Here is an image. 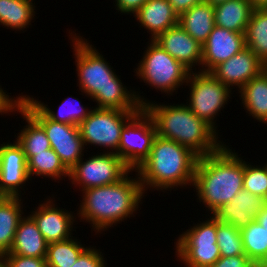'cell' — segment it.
<instances>
[{
  "instance_id": "d4e9b609",
  "label": "cell",
  "mask_w": 267,
  "mask_h": 267,
  "mask_svg": "<svg viewBox=\"0 0 267 267\" xmlns=\"http://www.w3.org/2000/svg\"><path fill=\"white\" fill-rule=\"evenodd\" d=\"M14 112L21 114L24 123H27L17 135L15 134L16 142L22 147L26 160L50 149V142L43 127L21 105Z\"/></svg>"
},
{
  "instance_id": "603a6c76",
  "label": "cell",
  "mask_w": 267,
  "mask_h": 267,
  "mask_svg": "<svg viewBox=\"0 0 267 267\" xmlns=\"http://www.w3.org/2000/svg\"><path fill=\"white\" fill-rule=\"evenodd\" d=\"M254 8L248 0H228L214 6L215 25L244 33Z\"/></svg>"
},
{
  "instance_id": "9c48e42d",
  "label": "cell",
  "mask_w": 267,
  "mask_h": 267,
  "mask_svg": "<svg viewBox=\"0 0 267 267\" xmlns=\"http://www.w3.org/2000/svg\"><path fill=\"white\" fill-rule=\"evenodd\" d=\"M20 105L43 127L51 148L70 171L82 159L86 149L79 126L52 121L23 93Z\"/></svg>"
},
{
  "instance_id": "6da1fadb",
  "label": "cell",
  "mask_w": 267,
  "mask_h": 267,
  "mask_svg": "<svg viewBox=\"0 0 267 267\" xmlns=\"http://www.w3.org/2000/svg\"><path fill=\"white\" fill-rule=\"evenodd\" d=\"M69 30V39L75 58L77 86L82 95L96 102V108L139 111L149 102L142 93L129 89L122 83L109 61L100 54L97 47L81 34ZM115 70V71H114ZM118 75V76H117ZM129 89V90H128ZM132 89V90H131Z\"/></svg>"
},
{
  "instance_id": "9a60e30c",
  "label": "cell",
  "mask_w": 267,
  "mask_h": 267,
  "mask_svg": "<svg viewBox=\"0 0 267 267\" xmlns=\"http://www.w3.org/2000/svg\"><path fill=\"white\" fill-rule=\"evenodd\" d=\"M267 66L249 48H244L230 59L217 65L210 73L231 90L239 91Z\"/></svg>"
},
{
  "instance_id": "ffe728a7",
  "label": "cell",
  "mask_w": 267,
  "mask_h": 267,
  "mask_svg": "<svg viewBox=\"0 0 267 267\" xmlns=\"http://www.w3.org/2000/svg\"><path fill=\"white\" fill-rule=\"evenodd\" d=\"M47 243L34 219L24 215L17 226L14 241L9 253L36 258H46Z\"/></svg>"
},
{
  "instance_id": "d6a6232c",
  "label": "cell",
  "mask_w": 267,
  "mask_h": 267,
  "mask_svg": "<svg viewBox=\"0 0 267 267\" xmlns=\"http://www.w3.org/2000/svg\"><path fill=\"white\" fill-rule=\"evenodd\" d=\"M243 190L267 201V163L252 165L244 159Z\"/></svg>"
},
{
  "instance_id": "f546056e",
  "label": "cell",
  "mask_w": 267,
  "mask_h": 267,
  "mask_svg": "<svg viewBox=\"0 0 267 267\" xmlns=\"http://www.w3.org/2000/svg\"><path fill=\"white\" fill-rule=\"evenodd\" d=\"M75 236L47 245V267H71L88 247Z\"/></svg>"
},
{
  "instance_id": "8fae6325",
  "label": "cell",
  "mask_w": 267,
  "mask_h": 267,
  "mask_svg": "<svg viewBox=\"0 0 267 267\" xmlns=\"http://www.w3.org/2000/svg\"><path fill=\"white\" fill-rule=\"evenodd\" d=\"M131 172V173H130ZM133 171L116 153L101 152L82 159L69 171V182L80 192L119 182Z\"/></svg>"
},
{
  "instance_id": "4fadbf2b",
  "label": "cell",
  "mask_w": 267,
  "mask_h": 267,
  "mask_svg": "<svg viewBox=\"0 0 267 267\" xmlns=\"http://www.w3.org/2000/svg\"><path fill=\"white\" fill-rule=\"evenodd\" d=\"M48 196L43 203H39L29 214L36 222L47 244L63 241L73 236V228L78 218L76 213L60 208L53 196ZM54 200H53V199ZM70 211V212H69Z\"/></svg>"
},
{
  "instance_id": "4dcf8cb0",
  "label": "cell",
  "mask_w": 267,
  "mask_h": 267,
  "mask_svg": "<svg viewBox=\"0 0 267 267\" xmlns=\"http://www.w3.org/2000/svg\"><path fill=\"white\" fill-rule=\"evenodd\" d=\"M246 256L253 263H261L267 255V230L256 220L240 230Z\"/></svg>"
},
{
  "instance_id": "74e56055",
  "label": "cell",
  "mask_w": 267,
  "mask_h": 267,
  "mask_svg": "<svg viewBox=\"0 0 267 267\" xmlns=\"http://www.w3.org/2000/svg\"><path fill=\"white\" fill-rule=\"evenodd\" d=\"M147 1L148 0H114V5L116 6V10L120 12V14L122 13L121 15H123V13L133 15Z\"/></svg>"
},
{
  "instance_id": "60d3db41",
  "label": "cell",
  "mask_w": 267,
  "mask_h": 267,
  "mask_svg": "<svg viewBox=\"0 0 267 267\" xmlns=\"http://www.w3.org/2000/svg\"><path fill=\"white\" fill-rule=\"evenodd\" d=\"M254 9L267 8V0H248Z\"/></svg>"
},
{
  "instance_id": "ba28073f",
  "label": "cell",
  "mask_w": 267,
  "mask_h": 267,
  "mask_svg": "<svg viewBox=\"0 0 267 267\" xmlns=\"http://www.w3.org/2000/svg\"><path fill=\"white\" fill-rule=\"evenodd\" d=\"M185 86L189 87L188 92H190L185 100L186 105L193 114L219 132L216 117L222 113L221 110L225 108L232 97V92L235 91L222 84L210 72L200 70L190 72Z\"/></svg>"
},
{
  "instance_id": "30bf717a",
  "label": "cell",
  "mask_w": 267,
  "mask_h": 267,
  "mask_svg": "<svg viewBox=\"0 0 267 267\" xmlns=\"http://www.w3.org/2000/svg\"><path fill=\"white\" fill-rule=\"evenodd\" d=\"M138 111L93 108L79 124L83 144L86 147H103V152L119 156L121 130L125 123Z\"/></svg>"
},
{
  "instance_id": "d6986e66",
  "label": "cell",
  "mask_w": 267,
  "mask_h": 267,
  "mask_svg": "<svg viewBox=\"0 0 267 267\" xmlns=\"http://www.w3.org/2000/svg\"><path fill=\"white\" fill-rule=\"evenodd\" d=\"M132 16L150 34L149 40H154L167 29L178 24L179 15L173 10L168 0H148Z\"/></svg>"
},
{
  "instance_id": "7402d4cb",
  "label": "cell",
  "mask_w": 267,
  "mask_h": 267,
  "mask_svg": "<svg viewBox=\"0 0 267 267\" xmlns=\"http://www.w3.org/2000/svg\"><path fill=\"white\" fill-rule=\"evenodd\" d=\"M179 25L199 44L203 45L215 26L214 6L202 2L181 13Z\"/></svg>"
},
{
  "instance_id": "ac0fdd59",
  "label": "cell",
  "mask_w": 267,
  "mask_h": 267,
  "mask_svg": "<svg viewBox=\"0 0 267 267\" xmlns=\"http://www.w3.org/2000/svg\"><path fill=\"white\" fill-rule=\"evenodd\" d=\"M266 203L267 201L262 197L241 190L232 198L231 202L223 204L213 215L220 222L242 230L255 221L258 212Z\"/></svg>"
},
{
  "instance_id": "d590c367",
  "label": "cell",
  "mask_w": 267,
  "mask_h": 267,
  "mask_svg": "<svg viewBox=\"0 0 267 267\" xmlns=\"http://www.w3.org/2000/svg\"><path fill=\"white\" fill-rule=\"evenodd\" d=\"M253 262L246 256V254L237 256H221L210 267H253Z\"/></svg>"
},
{
  "instance_id": "3957f363",
  "label": "cell",
  "mask_w": 267,
  "mask_h": 267,
  "mask_svg": "<svg viewBox=\"0 0 267 267\" xmlns=\"http://www.w3.org/2000/svg\"><path fill=\"white\" fill-rule=\"evenodd\" d=\"M226 144L199 157L196 165L192 188L196 190L197 202H202L210 215L243 190L244 160Z\"/></svg>"
},
{
  "instance_id": "7c38bea8",
  "label": "cell",
  "mask_w": 267,
  "mask_h": 267,
  "mask_svg": "<svg viewBox=\"0 0 267 267\" xmlns=\"http://www.w3.org/2000/svg\"><path fill=\"white\" fill-rule=\"evenodd\" d=\"M156 136L154 122L142 107L121 130L119 157L132 171H136L150 156Z\"/></svg>"
},
{
  "instance_id": "836d02e7",
  "label": "cell",
  "mask_w": 267,
  "mask_h": 267,
  "mask_svg": "<svg viewBox=\"0 0 267 267\" xmlns=\"http://www.w3.org/2000/svg\"><path fill=\"white\" fill-rule=\"evenodd\" d=\"M102 251L96 247L88 246L71 267H107Z\"/></svg>"
},
{
  "instance_id": "7bdbcfd3",
  "label": "cell",
  "mask_w": 267,
  "mask_h": 267,
  "mask_svg": "<svg viewBox=\"0 0 267 267\" xmlns=\"http://www.w3.org/2000/svg\"><path fill=\"white\" fill-rule=\"evenodd\" d=\"M0 267H6L4 260H3V255H0Z\"/></svg>"
},
{
  "instance_id": "1f68e13d",
  "label": "cell",
  "mask_w": 267,
  "mask_h": 267,
  "mask_svg": "<svg viewBox=\"0 0 267 267\" xmlns=\"http://www.w3.org/2000/svg\"><path fill=\"white\" fill-rule=\"evenodd\" d=\"M217 245L220 256H237L245 254L241 232L233 225L222 223L216 218Z\"/></svg>"
},
{
  "instance_id": "277c9868",
  "label": "cell",
  "mask_w": 267,
  "mask_h": 267,
  "mask_svg": "<svg viewBox=\"0 0 267 267\" xmlns=\"http://www.w3.org/2000/svg\"><path fill=\"white\" fill-rule=\"evenodd\" d=\"M198 159L188 147L157 135L150 156L136 170L144 193L193 187Z\"/></svg>"
},
{
  "instance_id": "8992f818",
  "label": "cell",
  "mask_w": 267,
  "mask_h": 267,
  "mask_svg": "<svg viewBox=\"0 0 267 267\" xmlns=\"http://www.w3.org/2000/svg\"><path fill=\"white\" fill-rule=\"evenodd\" d=\"M147 43L144 55L133 71H136L134 76L161 94H177V90L186 85L191 71L153 40Z\"/></svg>"
},
{
  "instance_id": "44dd1931",
  "label": "cell",
  "mask_w": 267,
  "mask_h": 267,
  "mask_svg": "<svg viewBox=\"0 0 267 267\" xmlns=\"http://www.w3.org/2000/svg\"><path fill=\"white\" fill-rule=\"evenodd\" d=\"M237 93L246 113L267 125V68L246 83Z\"/></svg>"
},
{
  "instance_id": "f6af8a7d",
  "label": "cell",
  "mask_w": 267,
  "mask_h": 267,
  "mask_svg": "<svg viewBox=\"0 0 267 267\" xmlns=\"http://www.w3.org/2000/svg\"><path fill=\"white\" fill-rule=\"evenodd\" d=\"M253 267H267V266H264L261 263H254Z\"/></svg>"
},
{
  "instance_id": "cb8c5ba5",
  "label": "cell",
  "mask_w": 267,
  "mask_h": 267,
  "mask_svg": "<svg viewBox=\"0 0 267 267\" xmlns=\"http://www.w3.org/2000/svg\"><path fill=\"white\" fill-rule=\"evenodd\" d=\"M21 198L0 196V255L9 253L18 223L24 215Z\"/></svg>"
},
{
  "instance_id": "ee69618b",
  "label": "cell",
  "mask_w": 267,
  "mask_h": 267,
  "mask_svg": "<svg viewBox=\"0 0 267 267\" xmlns=\"http://www.w3.org/2000/svg\"><path fill=\"white\" fill-rule=\"evenodd\" d=\"M261 264L264 265V266H267V255H266L265 258L262 260Z\"/></svg>"
},
{
  "instance_id": "f35d334b",
  "label": "cell",
  "mask_w": 267,
  "mask_h": 267,
  "mask_svg": "<svg viewBox=\"0 0 267 267\" xmlns=\"http://www.w3.org/2000/svg\"><path fill=\"white\" fill-rule=\"evenodd\" d=\"M172 5L173 10L180 15L181 13L189 10L194 5L200 4L205 0H168Z\"/></svg>"
},
{
  "instance_id": "7a4b0ae2",
  "label": "cell",
  "mask_w": 267,
  "mask_h": 267,
  "mask_svg": "<svg viewBox=\"0 0 267 267\" xmlns=\"http://www.w3.org/2000/svg\"><path fill=\"white\" fill-rule=\"evenodd\" d=\"M134 172L135 178L128 174L119 182L81 191L82 199L76 212L78 220L91 224L95 235L103 234L138 213L146 195Z\"/></svg>"
},
{
  "instance_id": "83f0119b",
  "label": "cell",
  "mask_w": 267,
  "mask_h": 267,
  "mask_svg": "<svg viewBox=\"0 0 267 267\" xmlns=\"http://www.w3.org/2000/svg\"><path fill=\"white\" fill-rule=\"evenodd\" d=\"M27 170L31 181L32 177L34 179L36 176L38 178L40 176L42 178H51L52 181L54 180L58 183L63 179L65 180L66 177L69 179V170L52 148L31 156L27 160Z\"/></svg>"
},
{
  "instance_id": "e575fe53",
  "label": "cell",
  "mask_w": 267,
  "mask_h": 267,
  "mask_svg": "<svg viewBox=\"0 0 267 267\" xmlns=\"http://www.w3.org/2000/svg\"><path fill=\"white\" fill-rule=\"evenodd\" d=\"M3 260L6 267H47L46 258L4 254Z\"/></svg>"
},
{
  "instance_id": "52a82bcc",
  "label": "cell",
  "mask_w": 267,
  "mask_h": 267,
  "mask_svg": "<svg viewBox=\"0 0 267 267\" xmlns=\"http://www.w3.org/2000/svg\"><path fill=\"white\" fill-rule=\"evenodd\" d=\"M202 219L176 237L175 255L177 261L186 267H210L221 256L217 245L216 217Z\"/></svg>"
},
{
  "instance_id": "f1b7e54d",
  "label": "cell",
  "mask_w": 267,
  "mask_h": 267,
  "mask_svg": "<svg viewBox=\"0 0 267 267\" xmlns=\"http://www.w3.org/2000/svg\"><path fill=\"white\" fill-rule=\"evenodd\" d=\"M245 44L267 66V8L253 10L245 31Z\"/></svg>"
},
{
  "instance_id": "4316f807",
  "label": "cell",
  "mask_w": 267,
  "mask_h": 267,
  "mask_svg": "<svg viewBox=\"0 0 267 267\" xmlns=\"http://www.w3.org/2000/svg\"><path fill=\"white\" fill-rule=\"evenodd\" d=\"M27 97L52 121L76 126H79L94 108L93 106L81 105L82 101L71 95V98L69 96L64 98L56 112L48 104L46 105L41 100L34 98V96L27 95Z\"/></svg>"
},
{
  "instance_id": "5b68a950",
  "label": "cell",
  "mask_w": 267,
  "mask_h": 267,
  "mask_svg": "<svg viewBox=\"0 0 267 267\" xmlns=\"http://www.w3.org/2000/svg\"><path fill=\"white\" fill-rule=\"evenodd\" d=\"M170 104L150 100L143 106L152 118L158 136L188 147L199 157L214 153L224 145L218 132L193 114L184 102Z\"/></svg>"
},
{
  "instance_id": "ab89813d",
  "label": "cell",
  "mask_w": 267,
  "mask_h": 267,
  "mask_svg": "<svg viewBox=\"0 0 267 267\" xmlns=\"http://www.w3.org/2000/svg\"><path fill=\"white\" fill-rule=\"evenodd\" d=\"M255 220L267 230V203L258 212V216Z\"/></svg>"
},
{
  "instance_id": "b9f144b4",
  "label": "cell",
  "mask_w": 267,
  "mask_h": 267,
  "mask_svg": "<svg viewBox=\"0 0 267 267\" xmlns=\"http://www.w3.org/2000/svg\"><path fill=\"white\" fill-rule=\"evenodd\" d=\"M228 0H205V2L210 3L212 6H216L220 3H224Z\"/></svg>"
},
{
  "instance_id": "8d00e7d4",
  "label": "cell",
  "mask_w": 267,
  "mask_h": 267,
  "mask_svg": "<svg viewBox=\"0 0 267 267\" xmlns=\"http://www.w3.org/2000/svg\"><path fill=\"white\" fill-rule=\"evenodd\" d=\"M6 93L7 91L0 85V114H5V116L8 114L10 116L11 113L15 114L14 110L20 105L22 93L14 98L9 93Z\"/></svg>"
},
{
  "instance_id": "484cf974",
  "label": "cell",
  "mask_w": 267,
  "mask_h": 267,
  "mask_svg": "<svg viewBox=\"0 0 267 267\" xmlns=\"http://www.w3.org/2000/svg\"><path fill=\"white\" fill-rule=\"evenodd\" d=\"M35 5L34 0H0V25L14 32L29 28L35 19Z\"/></svg>"
},
{
  "instance_id": "5bb4252c",
  "label": "cell",
  "mask_w": 267,
  "mask_h": 267,
  "mask_svg": "<svg viewBox=\"0 0 267 267\" xmlns=\"http://www.w3.org/2000/svg\"><path fill=\"white\" fill-rule=\"evenodd\" d=\"M0 143V196L22 197L21 190L31 181L27 160L16 140Z\"/></svg>"
},
{
  "instance_id": "e0dca14e",
  "label": "cell",
  "mask_w": 267,
  "mask_h": 267,
  "mask_svg": "<svg viewBox=\"0 0 267 267\" xmlns=\"http://www.w3.org/2000/svg\"><path fill=\"white\" fill-rule=\"evenodd\" d=\"M162 49L168 52L174 59L181 62L191 72L199 66L201 71L202 45L194 40L179 23L154 40Z\"/></svg>"
},
{
  "instance_id": "2e32d148",
  "label": "cell",
  "mask_w": 267,
  "mask_h": 267,
  "mask_svg": "<svg viewBox=\"0 0 267 267\" xmlns=\"http://www.w3.org/2000/svg\"><path fill=\"white\" fill-rule=\"evenodd\" d=\"M246 48L245 34L214 26L202 45L201 71L211 72L217 65Z\"/></svg>"
}]
</instances>
